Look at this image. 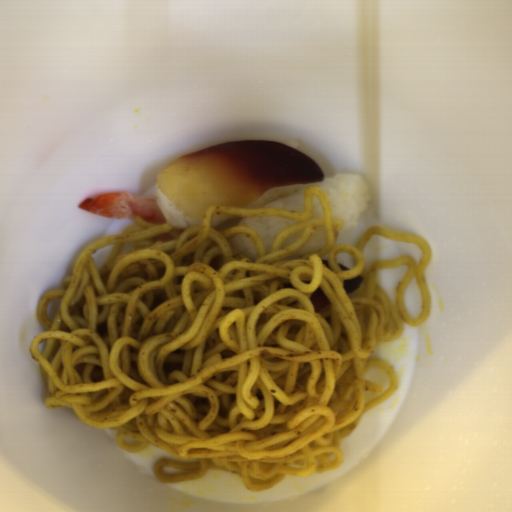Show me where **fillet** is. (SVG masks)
I'll return each mask as SVG.
<instances>
[{"label":"fillet","mask_w":512,"mask_h":512,"mask_svg":"<svg viewBox=\"0 0 512 512\" xmlns=\"http://www.w3.org/2000/svg\"><path fill=\"white\" fill-rule=\"evenodd\" d=\"M321 180L319 164L297 149L243 140L182 155L159 172L155 185L178 213L194 221L215 204L247 208L275 186Z\"/></svg>","instance_id":"fillet-1"},{"label":"fillet","mask_w":512,"mask_h":512,"mask_svg":"<svg viewBox=\"0 0 512 512\" xmlns=\"http://www.w3.org/2000/svg\"><path fill=\"white\" fill-rule=\"evenodd\" d=\"M309 300L312 303L313 309L317 313L329 306L331 303L324 290L320 287L316 288V290L310 296Z\"/></svg>","instance_id":"fillet-2"},{"label":"fillet","mask_w":512,"mask_h":512,"mask_svg":"<svg viewBox=\"0 0 512 512\" xmlns=\"http://www.w3.org/2000/svg\"><path fill=\"white\" fill-rule=\"evenodd\" d=\"M362 280L363 276L360 275L350 279H343V286L346 294L358 289Z\"/></svg>","instance_id":"fillet-3"},{"label":"fillet","mask_w":512,"mask_h":512,"mask_svg":"<svg viewBox=\"0 0 512 512\" xmlns=\"http://www.w3.org/2000/svg\"><path fill=\"white\" fill-rule=\"evenodd\" d=\"M337 264H338V263H337ZM338 265H339V267H340L341 271H348V270H351V269H349V268H347V267H344V266H342V265H340V264H338Z\"/></svg>","instance_id":"fillet-4"}]
</instances>
